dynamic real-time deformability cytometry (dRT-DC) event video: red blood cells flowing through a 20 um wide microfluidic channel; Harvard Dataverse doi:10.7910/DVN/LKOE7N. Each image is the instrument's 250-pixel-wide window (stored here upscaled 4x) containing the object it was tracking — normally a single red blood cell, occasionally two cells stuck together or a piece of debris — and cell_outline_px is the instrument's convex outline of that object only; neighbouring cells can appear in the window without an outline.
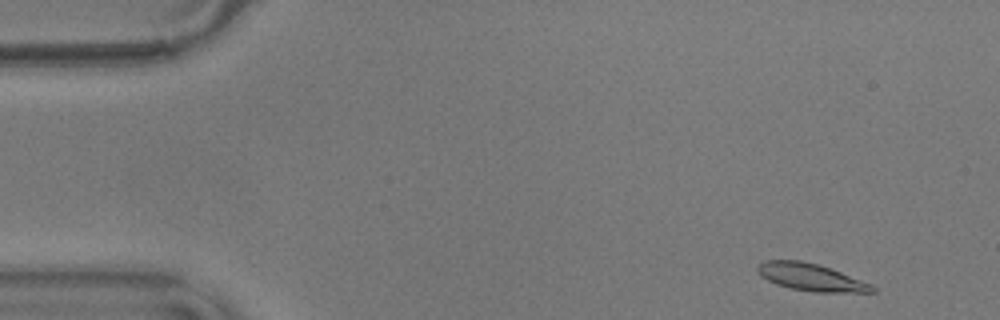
{"species": "common noctule bat (a hibernating species)", "species_latin": "Nyctalus noctula", "temperature_condition": "warm", "stored_images_in_passage": 54, "camera_frame_rate_fps": 3000, "um_per_image_px": 0.085, "animal": {"sex": "male", "body_mass_g": 17.9}, "frame": {"image": 1, "passage_image": 2, "time_ms": 0.333, "image_size_px": [1000, 320], "cell_outline_px": [[876, 292], [816, 292], [792, 288], [776, 284], [760, 276], [756, 268], [764, 260], [800, 260], [816, 264], [840, 272], [872, 284], [876, 288]], "centroid_in_image_um": [68.92, 23.56], "position_along_channel_um": 16.1, "area_um2": 17.98}}
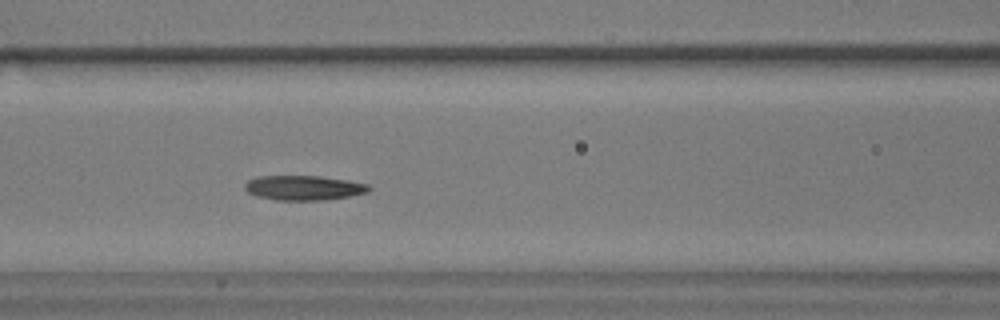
{"frame": {"image": 2, "passage_image": 21, "time_ms": 6.667, "image_size_px": [1000, 320], "cell_outline_px": [[372, 188], [368, 192], [348, 196], [324, 200], [276, 200], [256, 196], [248, 192], [244, 188], [244, 184], [248, 180], [256, 176], [320, 176], [348, 180], [368, 184]], "centroid_in_image_um": [25.8, 15.96], "position_along_channel_um": 140.8, "area_um2": 17.92}}
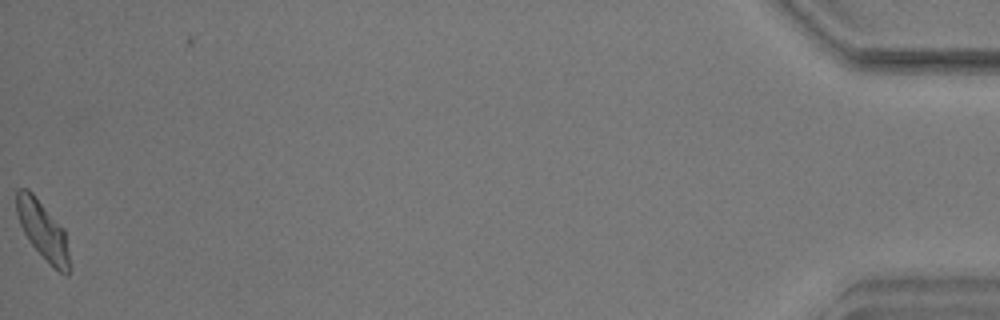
{"frame": {"image": 3, "passage_image": 54, "time_ms": 17.667, "image_size_px": [1000, 320], "cell_outline_px": [[68, 276], [60, 272], [32, 244], [24, 232], [20, 224], [16, 212], [16, 188], [28, 188], [32, 192], [64, 228], [68, 256]], "centroid_in_image_um": [3.6, 19.48], "position_along_channel_um": 431.6, "area_um2": 17.34}, "authors_computed_cell_mechanics": {"area_um2": 17.918, "velocity_mm_per_s": 3.5516, "shape_relaxation_time_tau1_ms": 5.4466, "shape_relaxation_time_tau2_ms": 8.8804, "deformation_change_tau1": 0.1506, "deformation_change_tau2": 0.1266}}